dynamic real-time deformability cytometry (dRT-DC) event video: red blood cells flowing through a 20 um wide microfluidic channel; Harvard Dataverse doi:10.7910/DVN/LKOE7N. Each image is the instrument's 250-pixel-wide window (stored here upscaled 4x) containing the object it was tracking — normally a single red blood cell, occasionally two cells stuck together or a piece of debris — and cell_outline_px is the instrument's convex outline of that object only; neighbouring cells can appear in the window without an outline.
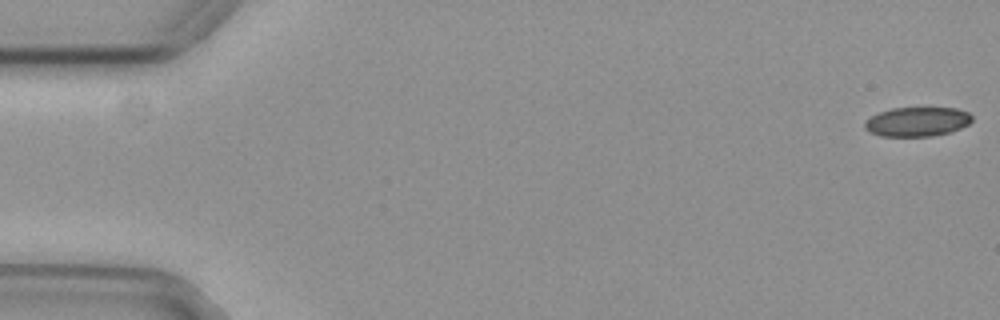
{"species": "common noctule bat (a hibernating species)", "species_latin": "Nyctalus noctula", "temperature_condition": "cold", "stored_images_in_passage": 56, "camera_frame_rate_fps": 3000, "um_per_image_px": 0.085, "animal": {"sex": "female", "body_mass_g": 29.2, "forearm_length_mm": 56.3}, "frame": {"image": 1, "passage_image": 1, "time_ms": 0.0, "image_size_px": [1000, 320], "cell_outline_px": [[972, 120], [968, 124], [960, 128], [948, 132], [932, 136], [880, 136], [868, 132], [864, 128], [864, 124], [872, 116], [880, 112], [892, 108], [956, 108], [968, 112], [972, 116]], "centroid_in_image_um": [77.95, 10.35], "position_along_channel_um": 7.0, "area_um2": 18.21}}
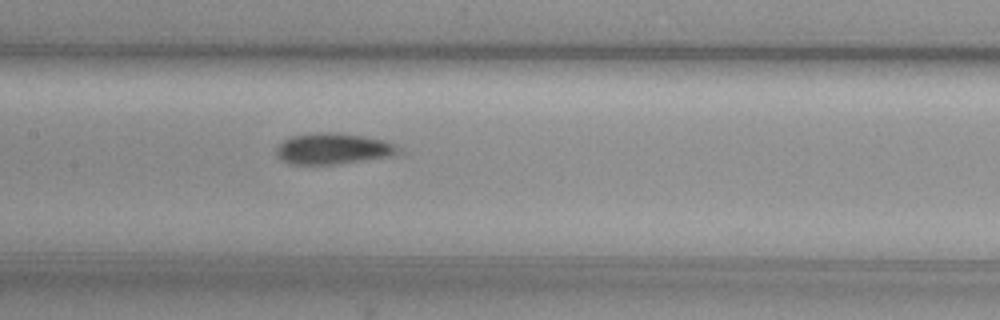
{"frame": {"image": 2, "passage_image": 27, "time_ms": 8.667, "image_size_px": [1000, 320], "cell_outline_px": [[404, 152], [396, 156], [336, 164], [292, 164], [284, 160], [276, 152], [276, 148], [284, 140], [292, 136], [320, 132], [332, 132], [364, 136], [384, 140], [400, 148]], "centroid_in_image_um": [28.4, 12.64], "position_along_channel_um": 179.0, "area_um2": 22.02}}
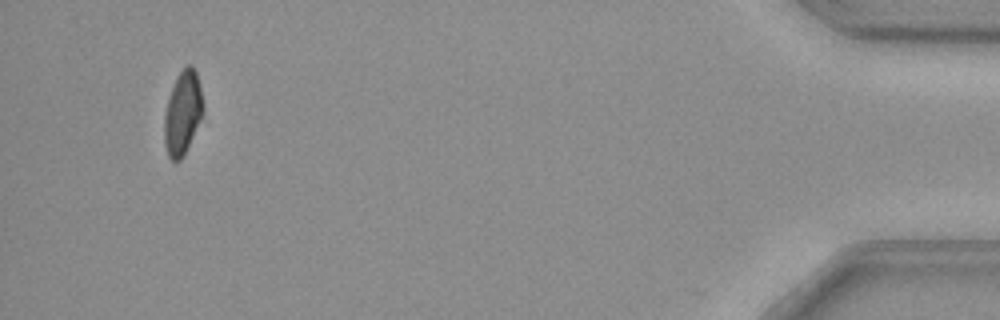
{"frame": {"image": 3, "passage_image": 53, "time_ms": 17.333, "image_size_px": [1000, 320], "cell_outline_px": [[204, 108], [200, 120], [184, 156], [180, 160], [172, 160], [168, 156], [164, 144], [164, 116], [168, 100], [176, 76], [188, 64], [192, 64], [196, 72], [204, 104]], "centroid_in_image_um": [15.52, 9.6], "position_along_channel_um": 419.7, "area_um2": 18.79}, "authors_computed_cell_mechanics": {"area_um2": 20.808, "velocity_mm_per_s": 3.7186, "shape_relaxation_time_tau1_ms": 4.2678, "shape_relaxation_time_tau2_ms": null, "deformation_change_tau1": 0.1063, "deformation_change_tau2": null}}